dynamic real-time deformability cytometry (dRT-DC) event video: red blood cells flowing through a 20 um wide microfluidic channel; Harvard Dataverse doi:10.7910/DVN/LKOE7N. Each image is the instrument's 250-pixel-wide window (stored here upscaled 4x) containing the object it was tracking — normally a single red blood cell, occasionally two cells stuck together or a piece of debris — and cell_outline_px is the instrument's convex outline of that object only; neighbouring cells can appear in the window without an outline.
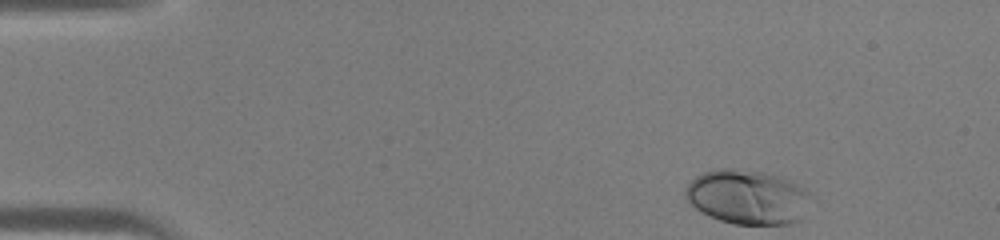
{"species": "human", "species_latin": "Homo sapiens", "temperature_condition": "warm", "stored_images_in_passage": 40, "camera_frame_rate_fps": 3000, "um_per_image_px": 0.085, "donor": {"sex": "male"}, "frame": {"image": 1, "passage_image": 1, "time_ms": 0.0, "image_size_px": [1000, 240], "cell_outline_px": [[808, 196], [800, 220], [792, 224], [732, 224], [720, 220], [696, 208], [684, 196], [684, 188], [696, 176], [704, 172], [716, 168], [724, 168], [760, 172], [776, 176], [788, 180], [804, 188], [808, 192]], "centroid_in_image_um": [63.48, 16.75], "position_along_channel_um": 21.5, "area_um2": 39.02}}
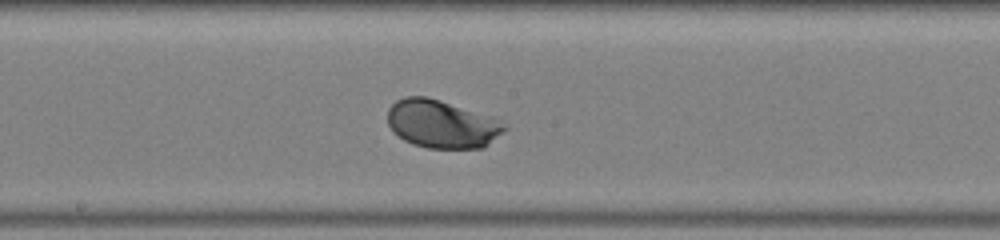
{"frame": {"image": 2, "passage_image": 20, "time_ms": 6.333, "image_size_px": [1000, 240], "cell_outline_px": [[508, 128], [484, 148], [428, 148], [412, 144], [404, 140], [388, 124], [388, 108], [396, 100], [404, 96], [428, 96], [492, 116], [504, 124]], "centroid_in_image_um": [37.57, 10.53], "position_along_channel_um": 210.6, "area_um2": 32.77}}
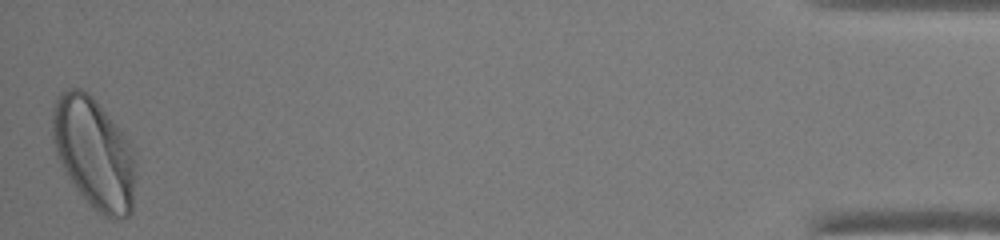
{"frame": {"image": 3, "passage_image": 40, "time_ms": 13.0, "image_size_px": [1000, 240], "cell_outline_px": [[132, 212], [128, 216], [120, 220], [112, 220], [104, 216], [76, 188], [60, 164], [52, 140], [52, 108], [56, 96], [60, 92], [68, 88], [80, 88], [88, 92], [92, 96], [120, 128], [128, 140], [132, 152]], "centroid_in_image_um": [7.93, 12.96], "position_along_channel_um": 427.3, "area_um2": 53.06}}